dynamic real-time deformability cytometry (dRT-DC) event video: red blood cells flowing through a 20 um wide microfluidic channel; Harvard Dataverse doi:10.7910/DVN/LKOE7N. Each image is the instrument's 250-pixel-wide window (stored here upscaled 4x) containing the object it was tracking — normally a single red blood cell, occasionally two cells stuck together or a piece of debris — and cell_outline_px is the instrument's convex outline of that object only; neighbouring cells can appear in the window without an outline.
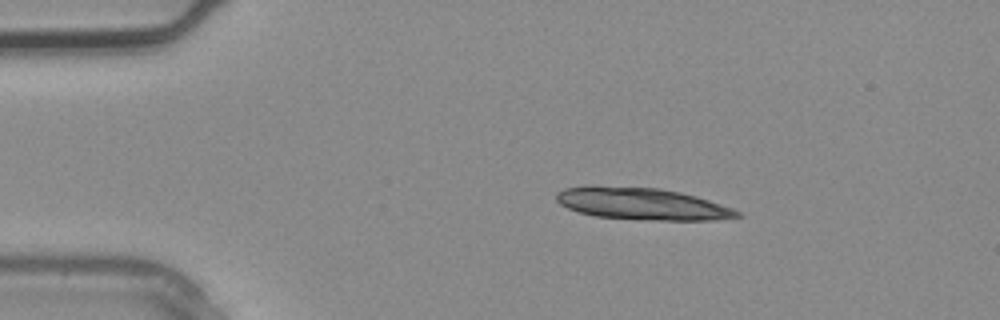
{"species": "common noctule bat (a hibernating species)", "species_latin": "Nyctalus noctula", "temperature_condition": "warm", "stored_images_in_passage": 1, "camera_frame_rate_fps": 3000, "um_per_image_px": 0.085, "animal": {"sex": "male", "body_mass_g": 20.4}, "frame": {"image": 1, "passage_image": 1, "time_ms": 0.0, "image_size_px": [1000, 320], "cell_outline_px": [[744, 216], [716, 220], [656, 220], [596, 216], [580, 212], [568, 208], [560, 204], [556, 200], [556, 192], [564, 188], [588, 184], [596, 184], [660, 188], [680, 192], [696, 196], [732, 208], [740, 212]], "centroid_in_image_um": [54.53, 17.29], "position_along_channel_um": 30.5, "area_um2": 34.04}}